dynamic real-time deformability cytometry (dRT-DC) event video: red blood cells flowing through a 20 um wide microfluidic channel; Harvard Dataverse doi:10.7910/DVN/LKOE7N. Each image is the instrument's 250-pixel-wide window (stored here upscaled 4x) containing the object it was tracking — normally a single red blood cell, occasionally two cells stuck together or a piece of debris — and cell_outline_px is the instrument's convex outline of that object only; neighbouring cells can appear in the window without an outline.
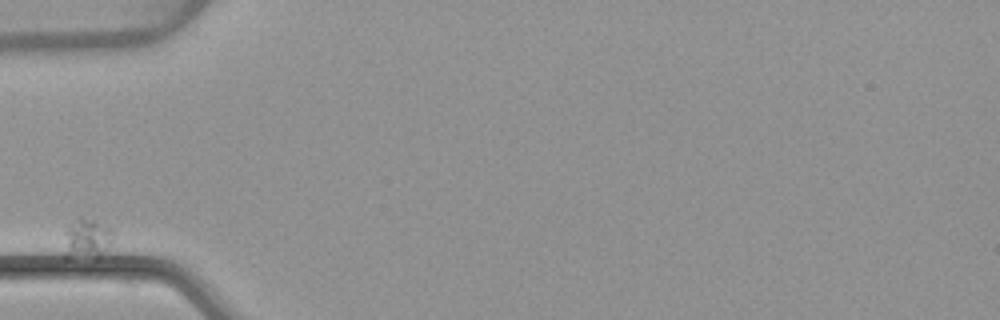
{"species": "common noctule bat (a hibernating species)", "species_latin": "Nyctalus noctula", "temperature_condition": "warm", "stored_images_in_passage": 3, "camera_frame_rate_fps": 3000, "um_per_image_px": 0.085, "animal": {"sex": "female", "body_mass_g": 22.7, "forearm_length_mm": 54.2}, "frame": {"image": 1, "passage_image": 1, "time_ms": 0.0, "image_size_px": [1000, 320], "cell_outline_px": [[116, 236], [112, 244], [108, 248], [96, 256], [68, 260], [64, 260], [64, 228], [76, 216], [80, 216], [92, 220], [112, 228], [116, 232]], "centroid_in_image_um": [7.35, 20.27], "position_along_channel_um": 77.7, "area_um2": 12.2}}
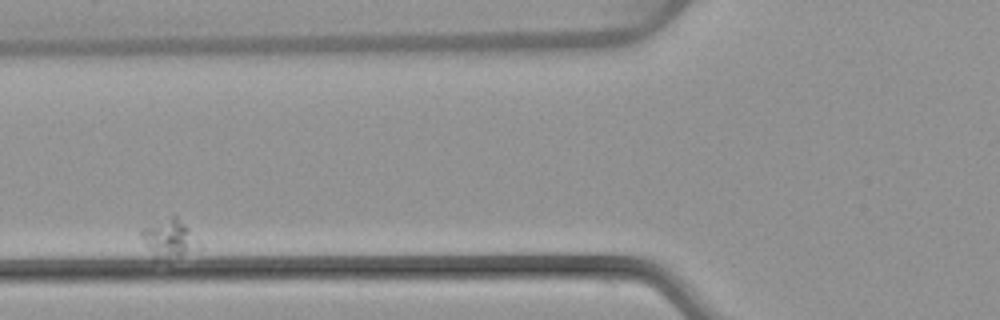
{"frame": {"image": 2, "passage_image": 2, "time_ms": 1.667, "image_size_px": [1000, 320], "cell_outline_px": [[192, 248], [168, 264], [156, 260], [144, 244], [140, 236], [140, 228], [172, 212], [188, 228]], "centroid_in_image_um": [14.15, 20.26], "position_along_channel_um": 111.7, "area_um2": 12.72}}